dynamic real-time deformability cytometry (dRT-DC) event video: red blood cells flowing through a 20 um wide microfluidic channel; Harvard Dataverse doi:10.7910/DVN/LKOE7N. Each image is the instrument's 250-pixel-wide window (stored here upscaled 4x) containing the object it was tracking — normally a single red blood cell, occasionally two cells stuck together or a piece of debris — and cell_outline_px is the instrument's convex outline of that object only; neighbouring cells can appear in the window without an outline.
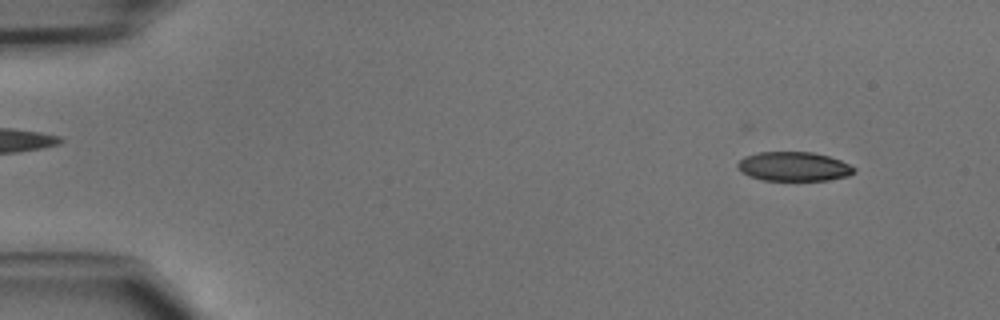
{"species": "common noctule bat (a hibernating species)", "species_latin": "Nyctalus noctula", "temperature_condition": "cold", "stored_images_in_passage": 46, "camera_frame_rate_fps": 3000, "um_per_image_px": 0.085, "animal": {"sex": "male", "body_mass_g": 15.6}, "frame": {"image": 1, "passage_image": 4, "time_ms": 1.0, "image_size_px": [1000, 320], "cell_outline_px": [[856, 172], [848, 176], [828, 180], [760, 180], [748, 176], [740, 172], [736, 164], [744, 156], [756, 152], [812, 152], [828, 156], [840, 160], [856, 168]], "centroid_in_image_um": [67.44, 14.15], "position_along_channel_um": 17.6, "area_um2": 20.0}}
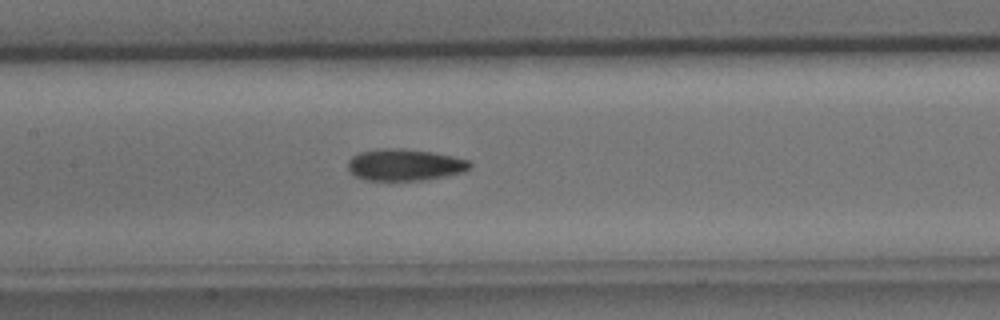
{"frame": {"image": 2, "passage_image": 22, "time_ms": 7.0, "image_size_px": [1000, 320], "cell_outline_px": [[472, 164], [464, 172], [424, 180], [368, 180], [356, 176], [348, 168], [348, 160], [352, 156], [360, 152], [376, 148], [404, 148], [432, 152], [452, 156], [468, 160]], "centroid_in_image_um": [34.39, 13.99], "position_along_channel_um": 173.0, "area_um2": 22.48}}
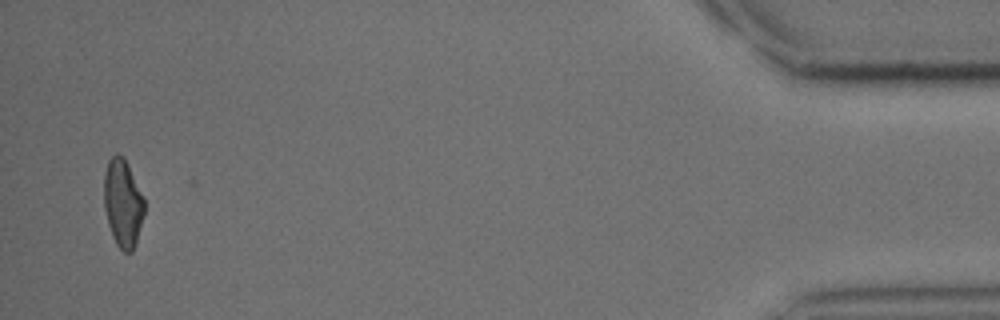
{"frame": {"image": 3, "passage_image": 45, "time_ms": 14.667, "image_size_px": [1000, 320], "cell_outline_px": [[144, 216], [136, 244], [132, 252], [124, 252], [116, 244], [112, 236], [108, 224], [104, 208], [104, 176], [108, 160], [116, 152], [124, 156], [144, 196]], "centroid_in_image_um": [10.45, 17.25], "position_along_channel_um": 424.8, "area_um2": 20.98}}